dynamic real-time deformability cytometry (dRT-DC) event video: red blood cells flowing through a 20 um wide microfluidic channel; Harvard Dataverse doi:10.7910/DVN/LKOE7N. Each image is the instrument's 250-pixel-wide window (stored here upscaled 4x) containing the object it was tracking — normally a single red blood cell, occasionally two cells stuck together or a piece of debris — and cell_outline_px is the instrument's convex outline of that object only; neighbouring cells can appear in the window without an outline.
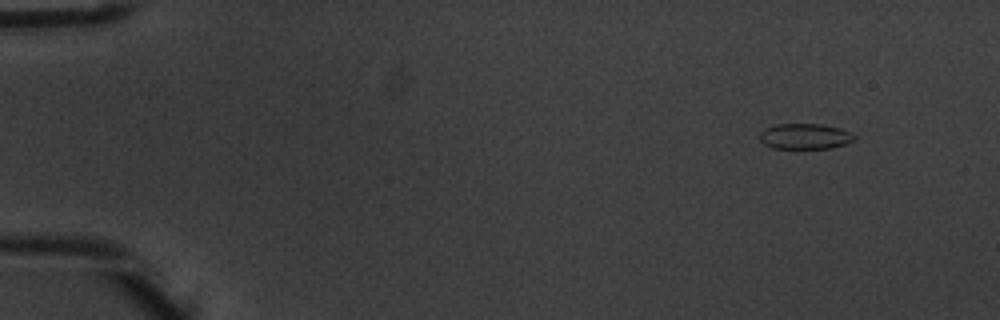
{"species": "common noctule bat (a hibernating species)", "species_latin": "Nyctalus noctula", "temperature_condition": "warm", "stored_images_in_passage": 6, "camera_frame_rate_fps": 3000, "um_per_image_px": 0.085, "animal": {"sex": "male", "body_mass_g": 20.1, "forearm_length_mm": 53.5}, "frame": {"image": 1, "passage_image": 2, "time_ms": 0.333, "image_size_px": [1000, 320], "cell_outline_px": [[856, 140], [832, 148], [772, 148], [764, 144], [760, 140], [760, 132], [764, 128], [776, 124], [820, 124], [840, 128], [856, 136]], "centroid_in_image_um": [68.41, 11.59], "position_along_channel_um": 16.6, "area_um2": 14.1}}